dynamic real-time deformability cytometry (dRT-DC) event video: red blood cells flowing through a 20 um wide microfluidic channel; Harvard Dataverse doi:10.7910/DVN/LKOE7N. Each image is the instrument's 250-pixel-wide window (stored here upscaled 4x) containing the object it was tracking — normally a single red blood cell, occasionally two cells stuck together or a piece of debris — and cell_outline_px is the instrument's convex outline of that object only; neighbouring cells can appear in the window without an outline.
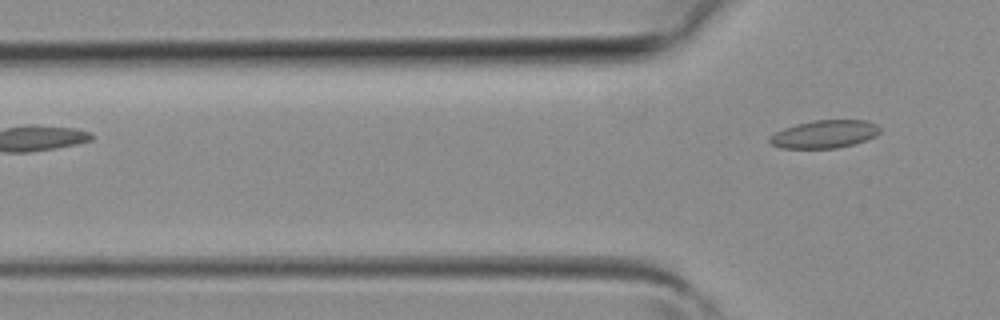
{"species": "common noctule bat (a hibernating species)", "species_latin": "Nyctalus noctula", "temperature_condition": "room temperature", "stored_images_in_passage": 2, "camera_frame_rate_fps": 3000, "um_per_image_px": 0.085, "animal": {"sex": "female", "body_mass_g": 19.3, "forearm_length_mm": 54.1}, "frame": {"image": 1, "passage_image": 2, "time_ms": 0.333, "image_size_px": [1000, 320], "cell_outline_px": [[880, 132], [876, 136], [868, 140], [856, 144], [836, 148], [780, 148], [772, 144], [768, 140], [768, 136], [784, 128], [796, 124], [816, 120], [864, 120], [876, 124], [880, 128]], "centroid_in_image_um": [70.1, 11.41], "position_along_channel_um": 55.7, "area_um2": 18.03}}